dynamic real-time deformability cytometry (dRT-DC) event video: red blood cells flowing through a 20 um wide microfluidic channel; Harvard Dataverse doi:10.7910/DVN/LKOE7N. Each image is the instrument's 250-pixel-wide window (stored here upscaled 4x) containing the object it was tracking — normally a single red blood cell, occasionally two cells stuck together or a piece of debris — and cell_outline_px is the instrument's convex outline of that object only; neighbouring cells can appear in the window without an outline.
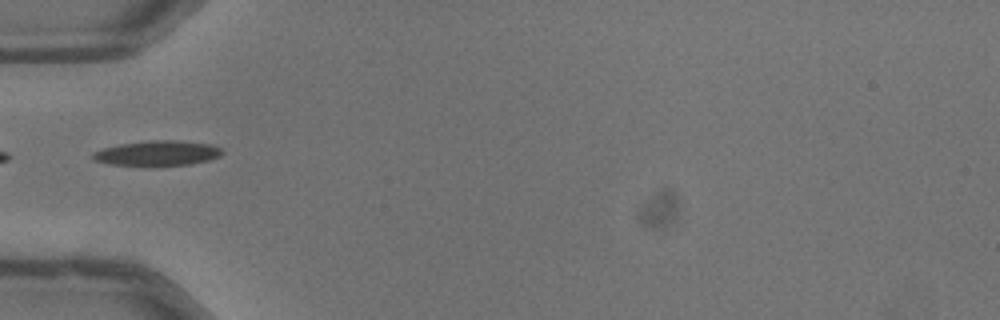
{"species": "common noctule bat (a hibernating species)", "species_latin": "Nyctalus noctula", "temperature_condition": "warm", "stored_images_in_passage": 35, "camera_frame_rate_fps": 3000, "um_per_image_px": 0.085, "animal": {"sex": "male", "body_mass_g": 13.3}, "frame": {"image": 1, "passage_image": 1, "time_ms": 0.0, "image_size_px": [1000, 320], "cell_outline_px": [[224, 152], [220, 156], [208, 160], [192, 164], [156, 168], [144, 168], [112, 164], [96, 160], [92, 156], [92, 152], [104, 148], [120, 144], [152, 140], [176, 140], [208, 144], [220, 148]], "centroid_in_image_um": [13.38, 13.07], "position_along_channel_um": 71.6, "area_um2": 19.48}, "authors_computed_cell_mechanics": {"area_um2": 17.8024, "velocity_mm_per_s": 4.0343, "shape_relaxation_time_tau1_ms": 4.6637, "shape_relaxation_time_tau2_ms": 2.9191, "deformation_change_tau1": 0.156, "deformation_change_tau2": 0.1176}}